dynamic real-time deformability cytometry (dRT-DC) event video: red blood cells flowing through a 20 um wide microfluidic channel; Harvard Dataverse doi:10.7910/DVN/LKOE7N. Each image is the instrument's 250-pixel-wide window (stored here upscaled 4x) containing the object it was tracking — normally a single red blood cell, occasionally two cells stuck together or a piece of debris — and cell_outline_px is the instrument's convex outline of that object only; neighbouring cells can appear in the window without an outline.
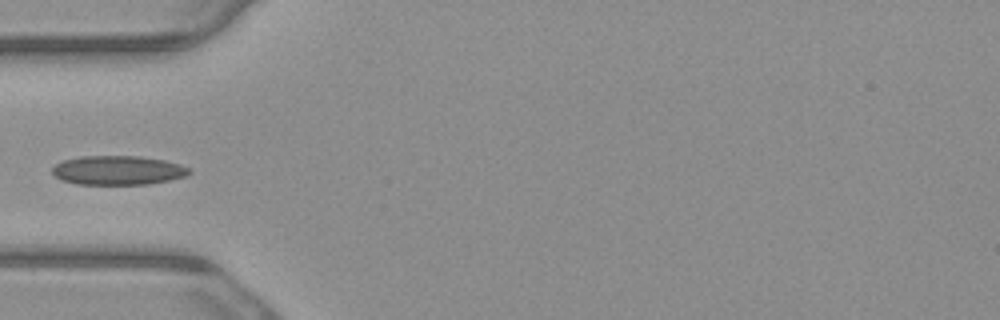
{"species": "common noctule bat (a hibernating species)", "species_latin": "Nyctalus noctula", "temperature_condition": "warm", "stored_images_in_passage": 4, "camera_frame_rate_fps": 3000, "um_per_image_px": 0.085, "animal": {"sex": "male", "body_mass_g": 23.1, "forearm_length_mm": 52.7}, "frame": {"image": 1, "passage_image": 3, "time_ms": 0.667, "image_size_px": [1000, 320], "cell_outline_px": [[192, 172], [188, 176], [148, 184], [76, 184], [60, 180], [52, 172], [52, 168], [56, 164], [64, 160], [80, 156], [140, 156], [164, 160], [180, 164], [192, 168]], "centroid_in_image_um": [10.06, 14.47], "position_along_channel_um": 74.9, "area_um2": 23.41}}
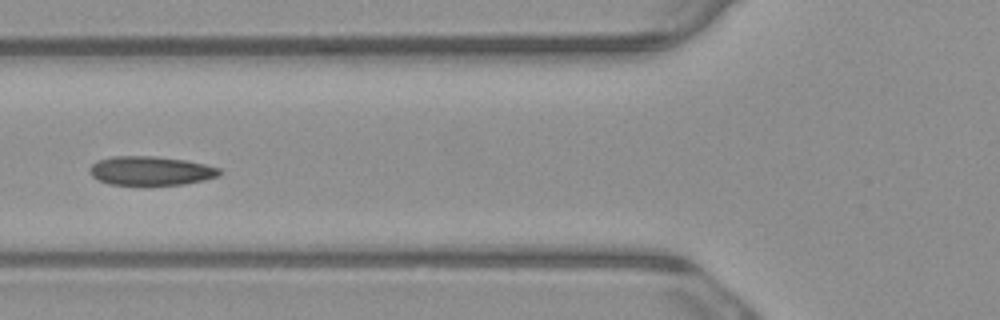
{"frame": {"image": 2, "passage_image": 4, "time_ms": 1.0, "image_size_px": [1000, 320], "cell_outline_px": [[220, 176], [204, 180], [184, 184], [144, 188], [108, 184], [92, 176], [88, 172], [88, 168], [96, 160], [112, 156], [152, 156], [184, 160], [204, 164], [220, 168]], "centroid_in_image_um": [12.76, 14.56], "position_along_channel_um": 113.0, "area_um2": 22.89}}